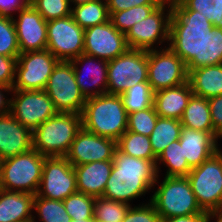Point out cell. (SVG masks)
I'll return each instance as SVG.
<instances>
[{
    "label": "cell",
    "instance_id": "cell-1",
    "mask_svg": "<svg viewBox=\"0 0 222 222\" xmlns=\"http://www.w3.org/2000/svg\"><path fill=\"white\" fill-rule=\"evenodd\" d=\"M168 46L185 62L188 73L222 64V28L194 10H172Z\"/></svg>",
    "mask_w": 222,
    "mask_h": 222
},
{
    "label": "cell",
    "instance_id": "cell-2",
    "mask_svg": "<svg viewBox=\"0 0 222 222\" xmlns=\"http://www.w3.org/2000/svg\"><path fill=\"white\" fill-rule=\"evenodd\" d=\"M157 177L156 160L132 157L116 148L102 197L131 205V201L153 189Z\"/></svg>",
    "mask_w": 222,
    "mask_h": 222
},
{
    "label": "cell",
    "instance_id": "cell-3",
    "mask_svg": "<svg viewBox=\"0 0 222 222\" xmlns=\"http://www.w3.org/2000/svg\"><path fill=\"white\" fill-rule=\"evenodd\" d=\"M81 117L82 127L101 137L117 141L127 131L128 113L120 95L105 93L86 99Z\"/></svg>",
    "mask_w": 222,
    "mask_h": 222
},
{
    "label": "cell",
    "instance_id": "cell-4",
    "mask_svg": "<svg viewBox=\"0 0 222 222\" xmlns=\"http://www.w3.org/2000/svg\"><path fill=\"white\" fill-rule=\"evenodd\" d=\"M81 128V114L57 113L32 132L33 149L45 157H65Z\"/></svg>",
    "mask_w": 222,
    "mask_h": 222
},
{
    "label": "cell",
    "instance_id": "cell-5",
    "mask_svg": "<svg viewBox=\"0 0 222 222\" xmlns=\"http://www.w3.org/2000/svg\"><path fill=\"white\" fill-rule=\"evenodd\" d=\"M159 177L160 174L154 184L153 188L156 191L150 201L161 219L206 213L200 208L187 177L164 176L161 183L158 181ZM156 184L158 188H155Z\"/></svg>",
    "mask_w": 222,
    "mask_h": 222
},
{
    "label": "cell",
    "instance_id": "cell-6",
    "mask_svg": "<svg viewBox=\"0 0 222 222\" xmlns=\"http://www.w3.org/2000/svg\"><path fill=\"white\" fill-rule=\"evenodd\" d=\"M35 149L0 160V189L37 194L45 161Z\"/></svg>",
    "mask_w": 222,
    "mask_h": 222
},
{
    "label": "cell",
    "instance_id": "cell-7",
    "mask_svg": "<svg viewBox=\"0 0 222 222\" xmlns=\"http://www.w3.org/2000/svg\"><path fill=\"white\" fill-rule=\"evenodd\" d=\"M200 208L208 213L222 209V151L219 149L187 175Z\"/></svg>",
    "mask_w": 222,
    "mask_h": 222
},
{
    "label": "cell",
    "instance_id": "cell-8",
    "mask_svg": "<svg viewBox=\"0 0 222 222\" xmlns=\"http://www.w3.org/2000/svg\"><path fill=\"white\" fill-rule=\"evenodd\" d=\"M148 51L129 48L125 53L108 61L107 93L121 95L128 88L148 82Z\"/></svg>",
    "mask_w": 222,
    "mask_h": 222
},
{
    "label": "cell",
    "instance_id": "cell-9",
    "mask_svg": "<svg viewBox=\"0 0 222 222\" xmlns=\"http://www.w3.org/2000/svg\"><path fill=\"white\" fill-rule=\"evenodd\" d=\"M44 91L52 100L58 113H82L86 99L76 82L71 61L57 63Z\"/></svg>",
    "mask_w": 222,
    "mask_h": 222
},
{
    "label": "cell",
    "instance_id": "cell-10",
    "mask_svg": "<svg viewBox=\"0 0 222 222\" xmlns=\"http://www.w3.org/2000/svg\"><path fill=\"white\" fill-rule=\"evenodd\" d=\"M171 14L172 5L161 3L147 18L135 23L125 34L128 47L148 51L158 49L163 42L168 45Z\"/></svg>",
    "mask_w": 222,
    "mask_h": 222
},
{
    "label": "cell",
    "instance_id": "cell-11",
    "mask_svg": "<svg viewBox=\"0 0 222 222\" xmlns=\"http://www.w3.org/2000/svg\"><path fill=\"white\" fill-rule=\"evenodd\" d=\"M148 82L154 92L188 81L185 62L168 46L148 50Z\"/></svg>",
    "mask_w": 222,
    "mask_h": 222
},
{
    "label": "cell",
    "instance_id": "cell-12",
    "mask_svg": "<svg viewBox=\"0 0 222 222\" xmlns=\"http://www.w3.org/2000/svg\"><path fill=\"white\" fill-rule=\"evenodd\" d=\"M58 62L47 49L20 53L12 90H44Z\"/></svg>",
    "mask_w": 222,
    "mask_h": 222
},
{
    "label": "cell",
    "instance_id": "cell-13",
    "mask_svg": "<svg viewBox=\"0 0 222 222\" xmlns=\"http://www.w3.org/2000/svg\"><path fill=\"white\" fill-rule=\"evenodd\" d=\"M11 94L10 113L32 132L58 113L44 90H12Z\"/></svg>",
    "mask_w": 222,
    "mask_h": 222
},
{
    "label": "cell",
    "instance_id": "cell-14",
    "mask_svg": "<svg viewBox=\"0 0 222 222\" xmlns=\"http://www.w3.org/2000/svg\"><path fill=\"white\" fill-rule=\"evenodd\" d=\"M59 61H71L84 53V29L72 18L47 22V47Z\"/></svg>",
    "mask_w": 222,
    "mask_h": 222
},
{
    "label": "cell",
    "instance_id": "cell-15",
    "mask_svg": "<svg viewBox=\"0 0 222 222\" xmlns=\"http://www.w3.org/2000/svg\"><path fill=\"white\" fill-rule=\"evenodd\" d=\"M77 192L76 174L65 157H46L35 197L63 201Z\"/></svg>",
    "mask_w": 222,
    "mask_h": 222
},
{
    "label": "cell",
    "instance_id": "cell-16",
    "mask_svg": "<svg viewBox=\"0 0 222 222\" xmlns=\"http://www.w3.org/2000/svg\"><path fill=\"white\" fill-rule=\"evenodd\" d=\"M129 49L125 34L111 21L84 30V54L110 61Z\"/></svg>",
    "mask_w": 222,
    "mask_h": 222
},
{
    "label": "cell",
    "instance_id": "cell-17",
    "mask_svg": "<svg viewBox=\"0 0 222 222\" xmlns=\"http://www.w3.org/2000/svg\"><path fill=\"white\" fill-rule=\"evenodd\" d=\"M116 141L101 137L83 127L78 131L65 158L72 166L94 161L113 160Z\"/></svg>",
    "mask_w": 222,
    "mask_h": 222
},
{
    "label": "cell",
    "instance_id": "cell-18",
    "mask_svg": "<svg viewBox=\"0 0 222 222\" xmlns=\"http://www.w3.org/2000/svg\"><path fill=\"white\" fill-rule=\"evenodd\" d=\"M13 16L20 53L43 51L47 47V21L29 3Z\"/></svg>",
    "mask_w": 222,
    "mask_h": 222
},
{
    "label": "cell",
    "instance_id": "cell-19",
    "mask_svg": "<svg viewBox=\"0 0 222 222\" xmlns=\"http://www.w3.org/2000/svg\"><path fill=\"white\" fill-rule=\"evenodd\" d=\"M71 63L73 65L76 82L85 99L107 93L108 61L83 53L71 60ZM83 64L87 65V68L85 67L86 70L81 68ZM86 71H88V73ZM83 73H86L87 77H85ZM88 74L90 79L88 78Z\"/></svg>",
    "mask_w": 222,
    "mask_h": 222
},
{
    "label": "cell",
    "instance_id": "cell-20",
    "mask_svg": "<svg viewBox=\"0 0 222 222\" xmlns=\"http://www.w3.org/2000/svg\"><path fill=\"white\" fill-rule=\"evenodd\" d=\"M33 148L32 131L11 113L0 115V160L25 153Z\"/></svg>",
    "mask_w": 222,
    "mask_h": 222
},
{
    "label": "cell",
    "instance_id": "cell-21",
    "mask_svg": "<svg viewBox=\"0 0 222 222\" xmlns=\"http://www.w3.org/2000/svg\"><path fill=\"white\" fill-rule=\"evenodd\" d=\"M218 139L221 138L215 132L182 127L179 142L183 146L184 157L191 169L201 165L220 149Z\"/></svg>",
    "mask_w": 222,
    "mask_h": 222
},
{
    "label": "cell",
    "instance_id": "cell-22",
    "mask_svg": "<svg viewBox=\"0 0 222 222\" xmlns=\"http://www.w3.org/2000/svg\"><path fill=\"white\" fill-rule=\"evenodd\" d=\"M73 168L76 174L77 192L95 198L103 196L113 168V160L94 161Z\"/></svg>",
    "mask_w": 222,
    "mask_h": 222
},
{
    "label": "cell",
    "instance_id": "cell-23",
    "mask_svg": "<svg viewBox=\"0 0 222 222\" xmlns=\"http://www.w3.org/2000/svg\"><path fill=\"white\" fill-rule=\"evenodd\" d=\"M192 94L189 81L176 87L154 92L153 106L157 115L162 118L180 120Z\"/></svg>",
    "mask_w": 222,
    "mask_h": 222
},
{
    "label": "cell",
    "instance_id": "cell-24",
    "mask_svg": "<svg viewBox=\"0 0 222 222\" xmlns=\"http://www.w3.org/2000/svg\"><path fill=\"white\" fill-rule=\"evenodd\" d=\"M30 193L0 189V222H20L33 218V200Z\"/></svg>",
    "mask_w": 222,
    "mask_h": 222
},
{
    "label": "cell",
    "instance_id": "cell-25",
    "mask_svg": "<svg viewBox=\"0 0 222 222\" xmlns=\"http://www.w3.org/2000/svg\"><path fill=\"white\" fill-rule=\"evenodd\" d=\"M188 81L195 95L205 99L222 95V64L193 69L188 74Z\"/></svg>",
    "mask_w": 222,
    "mask_h": 222
},
{
    "label": "cell",
    "instance_id": "cell-26",
    "mask_svg": "<svg viewBox=\"0 0 222 222\" xmlns=\"http://www.w3.org/2000/svg\"><path fill=\"white\" fill-rule=\"evenodd\" d=\"M180 122L188 129L214 132L208 99L192 94Z\"/></svg>",
    "mask_w": 222,
    "mask_h": 222
},
{
    "label": "cell",
    "instance_id": "cell-27",
    "mask_svg": "<svg viewBox=\"0 0 222 222\" xmlns=\"http://www.w3.org/2000/svg\"><path fill=\"white\" fill-rule=\"evenodd\" d=\"M166 167L167 177H187L192 170L183 153V146L180 145L179 140L169 144L157 157L156 168L159 174L160 165Z\"/></svg>",
    "mask_w": 222,
    "mask_h": 222
},
{
    "label": "cell",
    "instance_id": "cell-28",
    "mask_svg": "<svg viewBox=\"0 0 222 222\" xmlns=\"http://www.w3.org/2000/svg\"><path fill=\"white\" fill-rule=\"evenodd\" d=\"M182 127L178 119L158 117L155 127L149 136L153 153L156 157L169 144L179 140Z\"/></svg>",
    "mask_w": 222,
    "mask_h": 222
},
{
    "label": "cell",
    "instance_id": "cell-29",
    "mask_svg": "<svg viewBox=\"0 0 222 222\" xmlns=\"http://www.w3.org/2000/svg\"><path fill=\"white\" fill-rule=\"evenodd\" d=\"M73 20L84 30L109 21L106 0H93L86 4L71 8Z\"/></svg>",
    "mask_w": 222,
    "mask_h": 222
},
{
    "label": "cell",
    "instance_id": "cell-30",
    "mask_svg": "<svg viewBox=\"0 0 222 222\" xmlns=\"http://www.w3.org/2000/svg\"><path fill=\"white\" fill-rule=\"evenodd\" d=\"M116 147L120 152L132 157L157 160V157L153 153L149 136L127 130L116 141Z\"/></svg>",
    "mask_w": 222,
    "mask_h": 222
},
{
    "label": "cell",
    "instance_id": "cell-31",
    "mask_svg": "<svg viewBox=\"0 0 222 222\" xmlns=\"http://www.w3.org/2000/svg\"><path fill=\"white\" fill-rule=\"evenodd\" d=\"M120 97L129 114L153 107L154 91L149 82H141L128 88Z\"/></svg>",
    "mask_w": 222,
    "mask_h": 222
},
{
    "label": "cell",
    "instance_id": "cell-32",
    "mask_svg": "<svg viewBox=\"0 0 222 222\" xmlns=\"http://www.w3.org/2000/svg\"><path fill=\"white\" fill-rule=\"evenodd\" d=\"M172 10H194L206 16L214 27L222 28V0H179Z\"/></svg>",
    "mask_w": 222,
    "mask_h": 222
},
{
    "label": "cell",
    "instance_id": "cell-33",
    "mask_svg": "<svg viewBox=\"0 0 222 222\" xmlns=\"http://www.w3.org/2000/svg\"><path fill=\"white\" fill-rule=\"evenodd\" d=\"M132 205L124 202L96 197L93 206L95 222H122Z\"/></svg>",
    "mask_w": 222,
    "mask_h": 222
},
{
    "label": "cell",
    "instance_id": "cell-34",
    "mask_svg": "<svg viewBox=\"0 0 222 222\" xmlns=\"http://www.w3.org/2000/svg\"><path fill=\"white\" fill-rule=\"evenodd\" d=\"M40 222H72L66 212L63 201L50 200L43 197H34L33 211Z\"/></svg>",
    "mask_w": 222,
    "mask_h": 222
},
{
    "label": "cell",
    "instance_id": "cell-35",
    "mask_svg": "<svg viewBox=\"0 0 222 222\" xmlns=\"http://www.w3.org/2000/svg\"><path fill=\"white\" fill-rule=\"evenodd\" d=\"M158 6L159 5H139L127 10L112 12L109 20L118 31L126 34L135 23L147 18Z\"/></svg>",
    "mask_w": 222,
    "mask_h": 222
},
{
    "label": "cell",
    "instance_id": "cell-36",
    "mask_svg": "<svg viewBox=\"0 0 222 222\" xmlns=\"http://www.w3.org/2000/svg\"><path fill=\"white\" fill-rule=\"evenodd\" d=\"M95 197L76 192L63 200L66 212L72 220L93 219Z\"/></svg>",
    "mask_w": 222,
    "mask_h": 222
},
{
    "label": "cell",
    "instance_id": "cell-37",
    "mask_svg": "<svg viewBox=\"0 0 222 222\" xmlns=\"http://www.w3.org/2000/svg\"><path fill=\"white\" fill-rule=\"evenodd\" d=\"M20 48L12 17L0 16V55L17 58Z\"/></svg>",
    "mask_w": 222,
    "mask_h": 222
},
{
    "label": "cell",
    "instance_id": "cell-38",
    "mask_svg": "<svg viewBox=\"0 0 222 222\" xmlns=\"http://www.w3.org/2000/svg\"><path fill=\"white\" fill-rule=\"evenodd\" d=\"M154 106L128 114L127 130L150 136L158 119Z\"/></svg>",
    "mask_w": 222,
    "mask_h": 222
},
{
    "label": "cell",
    "instance_id": "cell-39",
    "mask_svg": "<svg viewBox=\"0 0 222 222\" xmlns=\"http://www.w3.org/2000/svg\"><path fill=\"white\" fill-rule=\"evenodd\" d=\"M30 4L47 22L71 15L69 0H31Z\"/></svg>",
    "mask_w": 222,
    "mask_h": 222
},
{
    "label": "cell",
    "instance_id": "cell-40",
    "mask_svg": "<svg viewBox=\"0 0 222 222\" xmlns=\"http://www.w3.org/2000/svg\"><path fill=\"white\" fill-rule=\"evenodd\" d=\"M122 222H161V217L149 200L146 204L131 206Z\"/></svg>",
    "mask_w": 222,
    "mask_h": 222
},
{
    "label": "cell",
    "instance_id": "cell-41",
    "mask_svg": "<svg viewBox=\"0 0 222 222\" xmlns=\"http://www.w3.org/2000/svg\"><path fill=\"white\" fill-rule=\"evenodd\" d=\"M17 58L0 55V85L13 88Z\"/></svg>",
    "mask_w": 222,
    "mask_h": 222
},
{
    "label": "cell",
    "instance_id": "cell-42",
    "mask_svg": "<svg viewBox=\"0 0 222 222\" xmlns=\"http://www.w3.org/2000/svg\"><path fill=\"white\" fill-rule=\"evenodd\" d=\"M214 132L222 138V95L208 99Z\"/></svg>",
    "mask_w": 222,
    "mask_h": 222
},
{
    "label": "cell",
    "instance_id": "cell-43",
    "mask_svg": "<svg viewBox=\"0 0 222 222\" xmlns=\"http://www.w3.org/2000/svg\"><path fill=\"white\" fill-rule=\"evenodd\" d=\"M109 15L139 5H160L158 0H106Z\"/></svg>",
    "mask_w": 222,
    "mask_h": 222
},
{
    "label": "cell",
    "instance_id": "cell-44",
    "mask_svg": "<svg viewBox=\"0 0 222 222\" xmlns=\"http://www.w3.org/2000/svg\"><path fill=\"white\" fill-rule=\"evenodd\" d=\"M30 3L29 0H0V16H9L13 18V14Z\"/></svg>",
    "mask_w": 222,
    "mask_h": 222
},
{
    "label": "cell",
    "instance_id": "cell-45",
    "mask_svg": "<svg viewBox=\"0 0 222 222\" xmlns=\"http://www.w3.org/2000/svg\"><path fill=\"white\" fill-rule=\"evenodd\" d=\"M11 92L12 88L0 85V115L10 113L11 98H8L6 96H9V94L11 95Z\"/></svg>",
    "mask_w": 222,
    "mask_h": 222
},
{
    "label": "cell",
    "instance_id": "cell-46",
    "mask_svg": "<svg viewBox=\"0 0 222 222\" xmlns=\"http://www.w3.org/2000/svg\"><path fill=\"white\" fill-rule=\"evenodd\" d=\"M207 213H198L190 216H175L161 219V222H206Z\"/></svg>",
    "mask_w": 222,
    "mask_h": 222
},
{
    "label": "cell",
    "instance_id": "cell-47",
    "mask_svg": "<svg viewBox=\"0 0 222 222\" xmlns=\"http://www.w3.org/2000/svg\"><path fill=\"white\" fill-rule=\"evenodd\" d=\"M211 220H214L215 222H222V209L208 212L206 222H211Z\"/></svg>",
    "mask_w": 222,
    "mask_h": 222
},
{
    "label": "cell",
    "instance_id": "cell-48",
    "mask_svg": "<svg viewBox=\"0 0 222 222\" xmlns=\"http://www.w3.org/2000/svg\"><path fill=\"white\" fill-rule=\"evenodd\" d=\"M90 1H93V0H69L71 8H72V5L73 6H79V5L86 4Z\"/></svg>",
    "mask_w": 222,
    "mask_h": 222
},
{
    "label": "cell",
    "instance_id": "cell-49",
    "mask_svg": "<svg viewBox=\"0 0 222 222\" xmlns=\"http://www.w3.org/2000/svg\"><path fill=\"white\" fill-rule=\"evenodd\" d=\"M160 3H166V4H175L177 3L179 0H158Z\"/></svg>",
    "mask_w": 222,
    "mask_h": 222
},
{
    "label": "cell",
    "instance_id": "cell-50",
    "mask_svg": "<svg viewBox=\"0 0 222 222\" xmlns=\"http://www.w3.org/2000/svg\"><path fill=\"white\" fill-rule=\"evenodd\" d=\"M72 222H95L94 219L72 220Z\"/></svg>",
    "mask_w": 222,
    "mask_h": 222
},
{
    "label": "cell",
    "instance_id": "cell-51",
    "mask_svg": "<svg viewBox=\"0 0 222 222\" xmlns=\"http://www.w3.org/2000/svg\"><path fill=\"white\" fill-rule=\"evenodd\" d=\"M36 216L33 214V218L29 219V220H24V221H20V222H36Z\"/></svg>",
    "mask_w": 222,
    "mask_h": 222
}]
</instances>
